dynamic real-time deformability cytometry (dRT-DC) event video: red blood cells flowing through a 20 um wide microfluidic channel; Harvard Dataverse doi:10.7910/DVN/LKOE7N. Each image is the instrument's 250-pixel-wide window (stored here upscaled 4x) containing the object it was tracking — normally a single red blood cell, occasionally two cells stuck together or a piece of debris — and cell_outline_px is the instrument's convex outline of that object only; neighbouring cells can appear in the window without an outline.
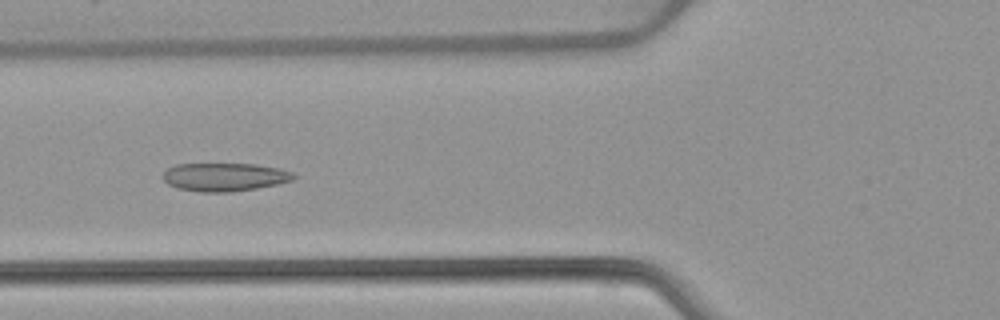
{"species": "common noctule bat (a hibernating species)", "species_latin": "Nyctalus noctula", "temperature_condition": "warm", "stored_images_in_passage": 51, "camera_frame_rate_fps": 3000, "um_per_image_px": 0.085, "animal": {"sex": "female", "body_mass_g": 22.7, "forearm_length_mm": 54.2}, "frame": {"image": 1, "passage_image": 19, "time_ms": 6.0, "image_size_px": [1000, 320], "cell_outline_px": [[296, 176], [292, 180], [276, 184], [256, 188], [232, 192], [200, 192], [176, 188], [168, 184], [160, 176], [168, 168], [176, 164], [256, 164], [280, 168], [292, 172]], "centroid_in_image_um": [19.06, 15.04], "position_along_channel_um": 106.7, "area_um2": 21.62}}
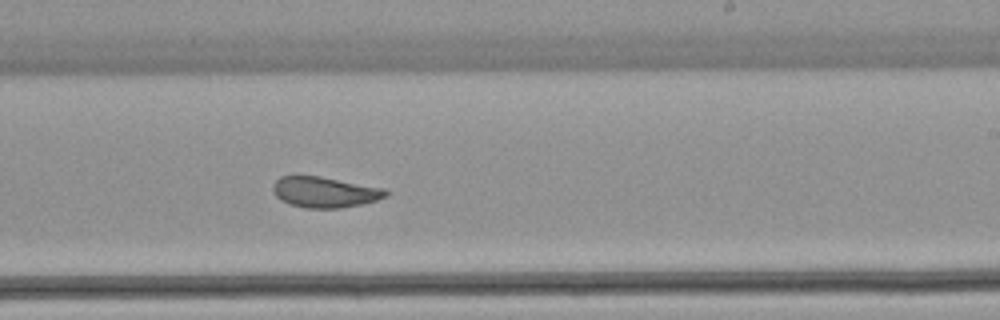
{"frame": {"image": 2, "passage_image": 31, "time_ms": 10.0, "image_size_px": [1000, 320], "cell_outline_px": [[388, 196], [364, 204], [340, 208], [304, 208], [288, 204], [280, 200], [276, 196], [272, 188], [272, 184], [280, 176], [320, 176], [384, 188], [388, 192]], "centroid_in_image_um": [27.59, 16.34], "position_along_channel_um": 261.4, "area_um2": 20.35}}
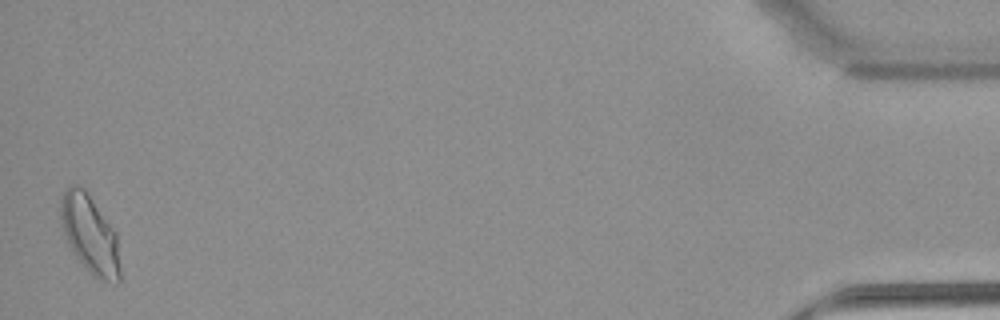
{"frame": {"image": 3, "passage_image": 51, "time_ms": 16.667, "image_size_px": [1000, 320], "cell_outline_px": [[120, 280], [116, 284], [92, 276], [76, 256], [68, 244], [60, 224], [60, 196], [72, 184], [76, 184], [84, 188], [88, 192], [116, 232], [120, 264]], "centroid_in_image_um": [7.63, 19.91], "position_along_channel_um": 427.6, "area_um2": 27.34}, "authors_computed_cell_mechanics": {"area_um2": 21.7906, "velocity_mm_per_s": 3.8713, "shape_relaxation_time_tau1_ms": 9.3046, "shape_relaxation_time_tau2_ms": 1.6453, "deformation_change_tau1": 0.1721, "deformation_change_tau2": 0.0635}}